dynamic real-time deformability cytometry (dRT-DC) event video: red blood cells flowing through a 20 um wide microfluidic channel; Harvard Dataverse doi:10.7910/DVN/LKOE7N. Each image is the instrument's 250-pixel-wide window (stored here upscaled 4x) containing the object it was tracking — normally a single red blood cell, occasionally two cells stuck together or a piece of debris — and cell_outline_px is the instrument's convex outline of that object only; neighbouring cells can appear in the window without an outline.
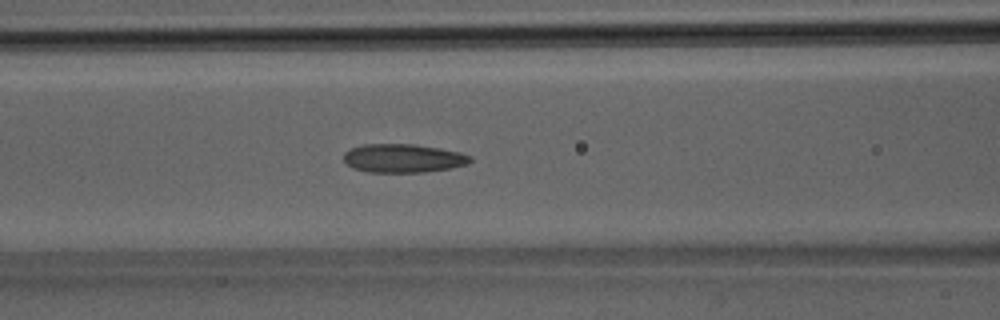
{"species": "Egyptian fruit bat (a non-hibernating species)", "species_latin": "Rousettus aegyptiacus", "temperature_condition": "room temperature", "stored_images_in_passage": 36, "camera_frame_rate_fps": 3000, "um_per_image_px": 0.085, "animal": {"sex": "male"}, "frame": {"image": 1, "passage_image": 15, "time_ms": 4.667, "image_size_px": [1000, 320], "cell_outline_px": [[472, 160], [468, 164], [448, 168], [424, 172], [368, 172], [352, 168], [344, 160], [344, 152], [352, 148], [364, 144], [412, 144], [440, 148], [460, 152], [472, 156]], "centroid_in_image_um": [34.27, 13.45], "position_along_channel_um": 132.3, "area_um2": 21.04}}
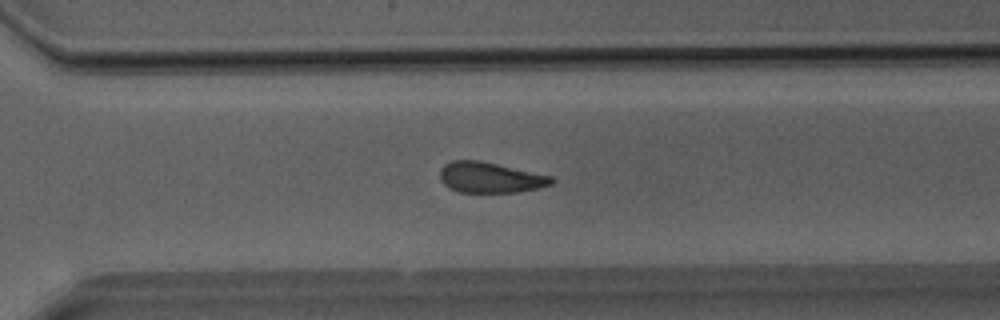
{"frame": {"image": 2, "passage_image": 26, "time_ms": 8.333, "image_size_px": [1000, 320], "cell_outline_px": [[556, 180], [552, 184], [536, 188], [516, 192], [460, 192], [448, 188], [440, 180], [440, 168], [444, 164], [452, 160], [480, 160], [552, 176]], "centroid_in_image_um": [41.64, 15.08], "position_along_channel_um": 329.0, "area_um2": 19.94}}
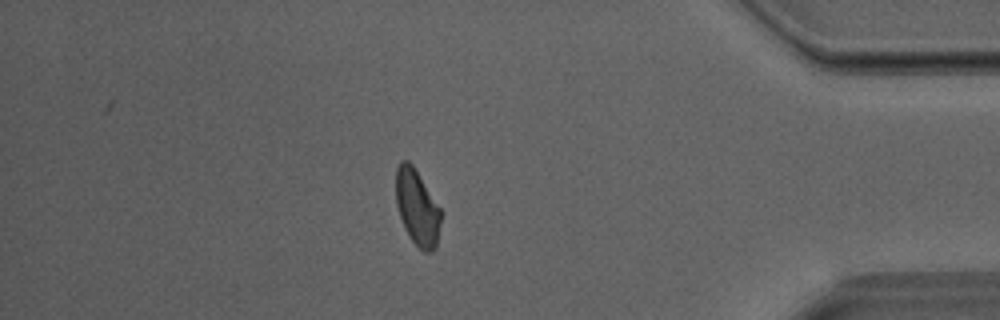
{"frame": {"image": 3, "passage_image": 32, "time_ms": 10.333, "image_size_px": [1000, 320], "cell_outline_px": [[444, 212], [436, 248], [432, 252], [424, 252], [412, 240], [400, 216], [396, 204], [396, 168], [400, 160], [408, 160], [412, 164]], "centroid_in_image_um": [35.51, 17.63], "position_along_channel_um": 399.7, "area_um2": 20.11}}